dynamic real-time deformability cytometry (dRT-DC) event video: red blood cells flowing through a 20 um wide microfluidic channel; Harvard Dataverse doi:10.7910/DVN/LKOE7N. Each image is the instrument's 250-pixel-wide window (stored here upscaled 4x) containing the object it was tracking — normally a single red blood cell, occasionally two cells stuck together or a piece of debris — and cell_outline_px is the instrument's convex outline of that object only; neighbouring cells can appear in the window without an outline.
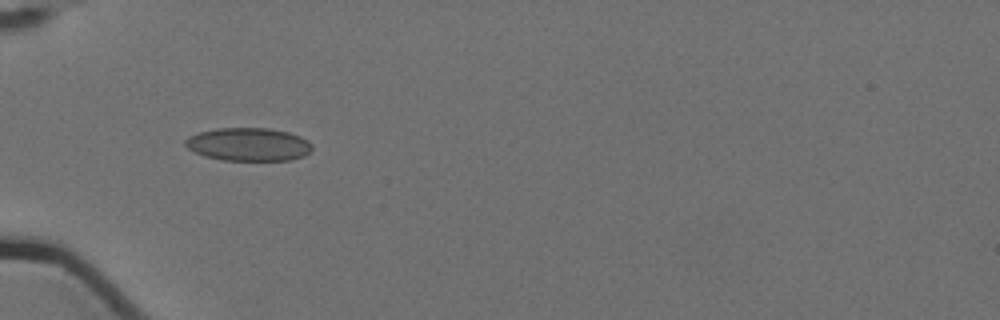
{"species": "Egyptian fruit bat (a non-hibernating species)", "species_latin": "Rousettus aegyptiacus", "temperature_condition": "cold", "stored_images_in_passage": 8, "camera_frame_rate_fps": 3000, "um_per_image_px": 0.085, "animal": {"sex": "female"}, "frame": {"image": 1, "passage_image": 6, "time_ms": 1.667, "image_size_px": [1000, 320], "cell_outline_px": [[312, 148], [304, 156], [292, 160], [220, 160], [204, 156], [188, 148], [184, 144], [184, 140], [188, 136], [200, 132], [216, 128], [272, 128], [288, 132], [300, 136], [308, 140], [312, 144]], "centroid_in_image_um": [21.12, 12.27], "position_along_channel_um": 63.9, "area_um2": 24.62}}